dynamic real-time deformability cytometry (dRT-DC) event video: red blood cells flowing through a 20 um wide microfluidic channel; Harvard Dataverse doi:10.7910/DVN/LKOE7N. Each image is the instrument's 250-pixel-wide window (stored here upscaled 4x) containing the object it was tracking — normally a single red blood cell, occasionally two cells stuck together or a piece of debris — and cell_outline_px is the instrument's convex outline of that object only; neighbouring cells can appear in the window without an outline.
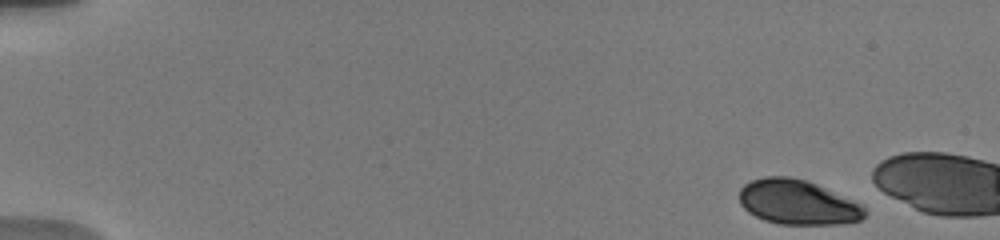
{"species": "human", "species_latin": "Homo sapiens", "temperature_condition": "warm", "stored_images_in_passage": 10, "camera_frame_rate_fps": 3000, "um_per_image_px": 0.085, "donor": {"sex": "male"}, "frame": {"image": 1, "passage_image": 1, "time_ms": 0.0, "image_size_px": [1000, 240], "cell_outline_px": [[868, 212], [860, 220], [844, 224], [780, 224], [764, 220], [748, 212], [740, 204], [740, 188], [744, 184], [752, 180], [764, 176], [788, 176], [804, 180], [816, 184], [864, 204]], "centroid_in_image_um": [67.83, 17.2], "position_along_channel_um": 17.2, "area_um2": 32.89}}